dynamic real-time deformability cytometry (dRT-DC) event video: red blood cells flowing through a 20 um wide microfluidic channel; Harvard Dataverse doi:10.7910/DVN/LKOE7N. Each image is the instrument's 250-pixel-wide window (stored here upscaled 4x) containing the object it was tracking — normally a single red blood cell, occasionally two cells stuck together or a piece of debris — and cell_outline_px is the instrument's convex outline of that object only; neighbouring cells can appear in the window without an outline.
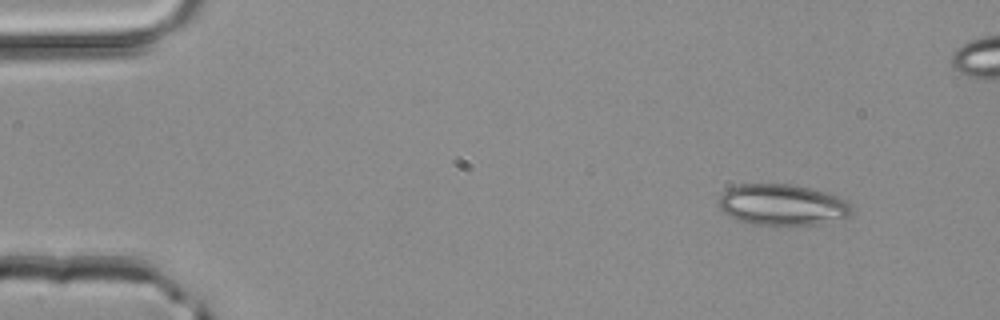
{"species": "common noctule bat (a hibernating species)", "species_latin": "Nyctalus noctula", "temperature_condition": "room temperature", "stored_images_in_passage": 4, "camera_frame_rate_fps": 3000, "um_per_image_px": 0.085, "animal": {"sex": "male", "body_mass_g": 20.4}, "frame": {"image": 1, "passage_image": 1, "time_ms": 0.0, "image_size_px": [1000, 320], "cell_outline_px": [[852, 212], [848, 216], [812, 224], [788, 228], [752, 224], [736, 220], [724, 212], [720, 208], [720, 196], [728, 188], [740, 184], [792, 184], [824, 192], [848, 200], [852, 204]], "centroid_in_image_um": [66.48, 17.44], "position_along_channel_um": 18.5, "area_um2": 32.19}}